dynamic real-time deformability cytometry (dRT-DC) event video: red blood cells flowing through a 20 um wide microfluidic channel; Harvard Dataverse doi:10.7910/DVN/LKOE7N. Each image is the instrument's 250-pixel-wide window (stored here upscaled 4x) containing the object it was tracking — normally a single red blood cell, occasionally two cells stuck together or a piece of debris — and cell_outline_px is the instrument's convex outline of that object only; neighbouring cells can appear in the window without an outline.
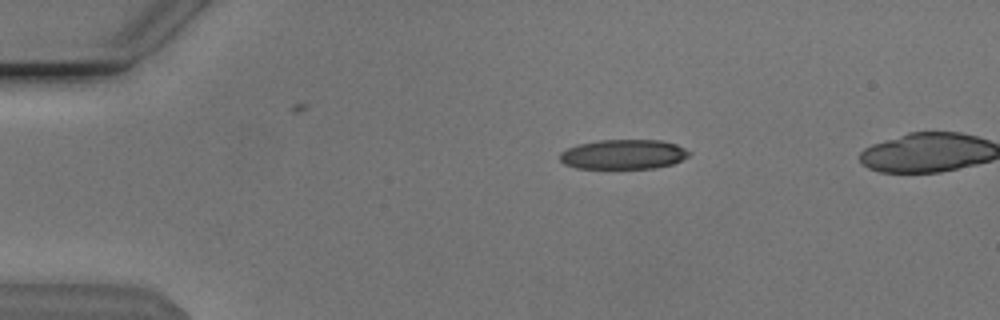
{"species": "Egyptian fruit bat (a non-hibernating species)", "species_latin": "Rousettus aegyptiacus", "temperature_condition": "cold", "stored_images_in_passage": 46, "camera_frame_rate_fps": 3000, "um_per_image_px": 0.085, "animal": {"sex": "male"}, "frame": {"image": 1, "passage_image": 6, "time_ms": 1.667, "image_size_px": [1000, 320], "cell_outline_px": [[692, 152], [688, 156], [672, 164], [656, 168], [576, 168], [564, 164], [560, 160], [560, 152], [568, 148], [580, 144], [600, 140], [660, 140], [676, 144]], "centroid_in_image_um": [53.0, 13.12], "position_along_channel_um": 32.0, "area_um2": 22.25}}
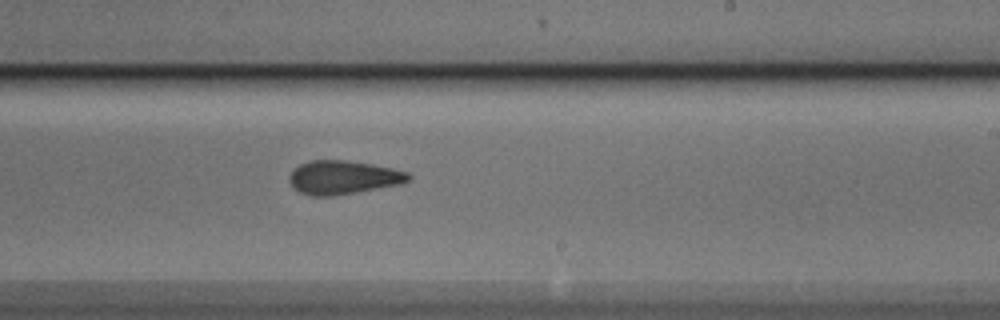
{"frame": {"image": 2, "passage_image": 28, "time_ms": 9.0, "image_size_px": [1000, 320], "cell_outline_px": [[412, 176], [408, 180], [400, 184], [356, 192], [332, 196], [312, 196], [300, 192], [292, 188], [288, 180], [288, 176], [300, 164], [308, 160], [344, 160], [372, 164], [392, 168], [408, 172]], "centroid_in_image_um": [29.14, 15.08], "position_along_channel_um": 259.9, "area_um2": 23.35}}
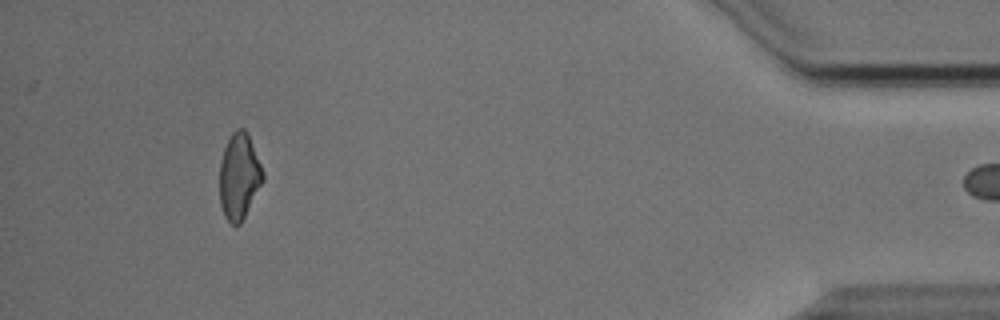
{"frame": {"image": 3, "passage_image": 45, "time_ms": 14.667, "image_size_px": [1000, 320], "cell_outline_px": [[264, 180], [240, 224], [232, 224], [224, 216], [220, 204], [220, 160], [224, 148], [232, 132], [236, 128], [244, 128], [248, 132], [264, 172]], "centroid_in_image_um": [20.33, 14.95], "position_along_channel_um": 414.9, "area_um2": 21.73}}